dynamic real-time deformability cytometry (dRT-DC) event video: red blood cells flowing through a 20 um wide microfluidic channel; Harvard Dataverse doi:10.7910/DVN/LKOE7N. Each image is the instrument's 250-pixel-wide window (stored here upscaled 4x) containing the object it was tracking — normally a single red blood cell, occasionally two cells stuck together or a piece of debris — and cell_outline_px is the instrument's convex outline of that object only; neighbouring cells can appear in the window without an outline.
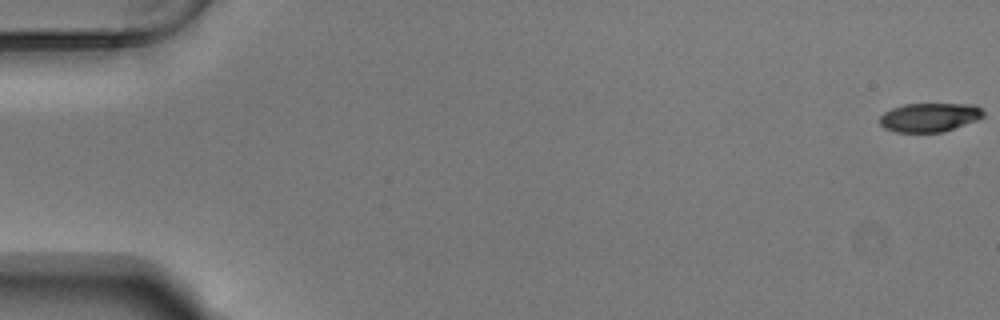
{"species": "Egyptian fruit bat (a non-hibernating species)", "species_latin": "Rousettus aegyptiacus", "temperature_condition": "warm", "stored_images_in_passage": 56, "camera_frame_rate_fps": 3000, "um_per_image_px": 0.085, "animal": {"sex": "male"}, "frame": {"image": 1, "passage_image": 1, "time_ms": 0.0, "image_size_px": [1000, 320], "cell_outline_px": [[984, 116], [976, 120], [944, 132], [896, 132], [884, 128], [880, 124], [880, 116], [884, 112], [892, 108], [904, 104], [976, 104], [984, 112]], "centroid_in_image_um": [79.0, 9.97], "position_along_channel_um": 6.0, "area_um2": 17.46}}
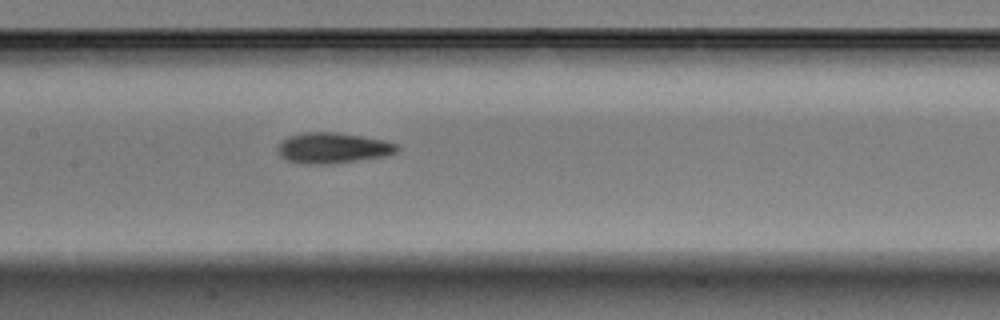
{"frame": {"image": 2, "passage_image": 28, "time_ms": 9.0, "image_size_px": [1000, 320], "cell_outline_px": [[400, 148], [396, 152], [384, 156], [336, 164], [304, 164], [288, 160], [280, 156], [276, 152], [276, 148], [280, 140], [288, 136], [304, 132], [336, 132], [360, 136], [380, 140], [396, 144]], "centroid_in_image_um": [28.21, 12.58], "position_along_channel_um": 179.2, "area_um2": 21.44}}
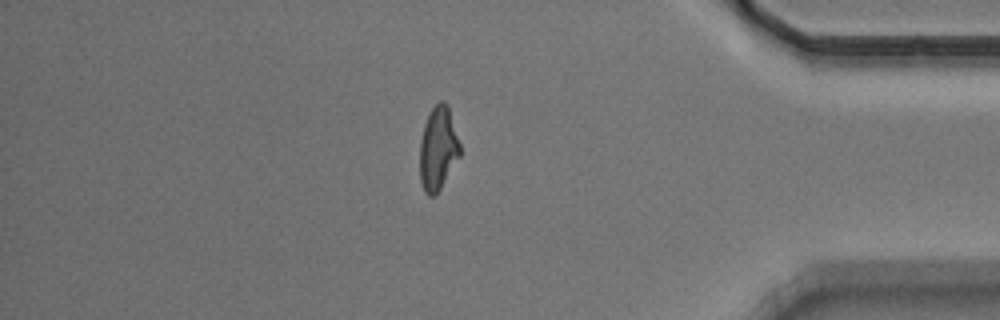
{"frame": {"image": 3, "passage_image": 48, "time_ms": 15.667, "image_size_px": [1000, 320], "cell_outline_px": [[460, 156], [436, 196], [428, 196], [424, 192], [420, 180], [420, 140], [424, 124], [432, 108], [440, 100], [444, 100], [448, 104], [460, 144]], "centroid_in_image_um": [37.23, 12.64], "position_along_channel_um": 398.0, "area_um2": 19.71}}